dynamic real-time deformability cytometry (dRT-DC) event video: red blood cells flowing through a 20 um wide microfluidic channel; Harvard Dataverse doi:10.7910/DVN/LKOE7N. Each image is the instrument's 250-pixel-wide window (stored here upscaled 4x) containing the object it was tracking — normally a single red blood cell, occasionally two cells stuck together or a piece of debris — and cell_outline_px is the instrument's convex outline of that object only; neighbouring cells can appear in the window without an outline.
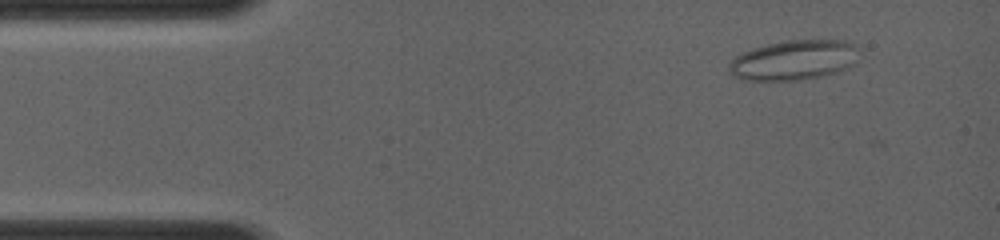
{"species": "common noctule bat (a hibernating species)", "species_latin": "Nyctalus noctula", "temperature_condition": "room temperature", "stored_images_in_passage": 5, "camera_frame_rate_fps": 4000, "um_per_image_px": 0.085, "animal": {"sex": "female", "body_mass_g": 19.0, "forearm_length_mm": 56.7}, "frame": {"image": 1, "passage_image": 1, "time_ms": 0.0, "image_size_px": [1000, 240], "cell_outline_px": [[860, 48], [856, 64], [848, 68], [836, 72], [820, 76], [800, 80], [744, 80], [732, 76], [728, 72], [728, 64], [736, 56], [752, 48], [768, 44], [788, 40], [844, 40], [856, 44]], "centroid_in_image_um": [67.51, 5.11], "position_along_channel_um": 17.5, "area_um2": 30.58}}
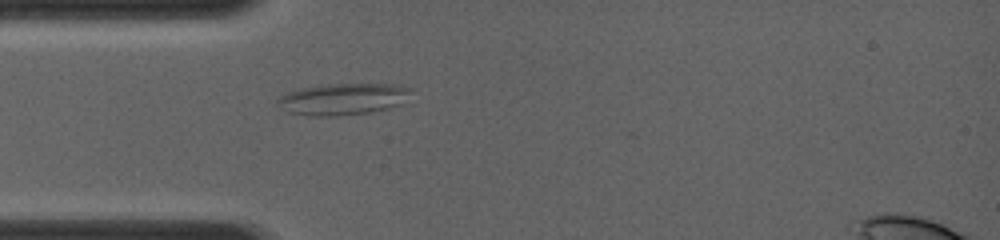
{"frame": {"image": 2, "passage_image": 5, "time_ms": 2.5, "image_size_px": [1000, 240], "cell_outline_px": [[412, 88], [400, 104], [388, 108], [368, 112], [336, 116], [312, 116], [288, 112], [280, 108], [276, 104], [276, 100], [280, 96], [288, 92], [300, 88], [328, 84], [392, 84]], "centroid_in_image_um": [29.07, 8.42], "position_along_channel_um": 55.9, "area_um2": 24.33}}